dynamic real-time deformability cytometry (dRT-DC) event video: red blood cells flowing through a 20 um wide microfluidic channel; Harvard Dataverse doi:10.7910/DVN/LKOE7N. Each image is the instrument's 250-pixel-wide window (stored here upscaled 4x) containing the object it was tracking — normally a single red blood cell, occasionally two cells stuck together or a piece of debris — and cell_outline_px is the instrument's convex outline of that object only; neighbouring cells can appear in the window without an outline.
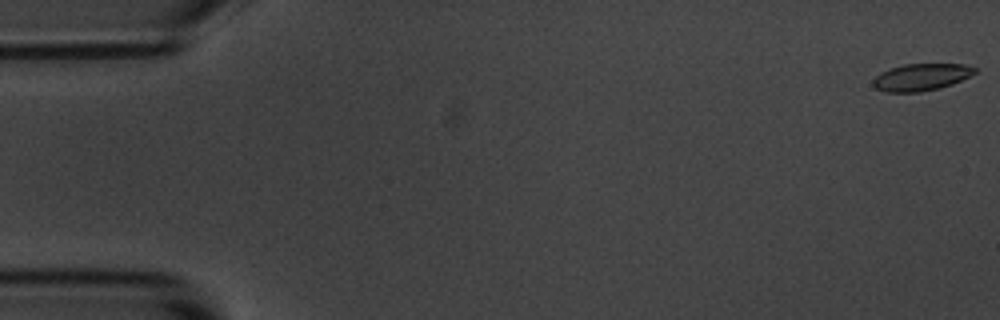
{"species": "common noctule bat (a hibernating species)", "species_latin": "Nyctalus noctula", "temperature_condition": "room temperature", "stored_images_in_passage": 7, "camera_frame_rate_fps": 3000, "um_per_image_px": 0.085, "animal": {"sex": "male", "body_mass_g": 20.1, "forearm_length_mm": 53.5}, "frame": {"image": 1, "passage_image": 1, "time_ms": 0.0, "image_size_px": [1000, 320], "cell_outline_px": [[976, 72], [952, 84], [940, 88], [920, 92], [884, 92], [876, 88], [872, 84], [872, 80], [880, 72], [888, 68], [904, 64], [964, 64], [976, 68]], "centroid_in_image_um": [78.25, 6.55], "position_along_channel_um": 6.8, "area_um2": 16.07}}
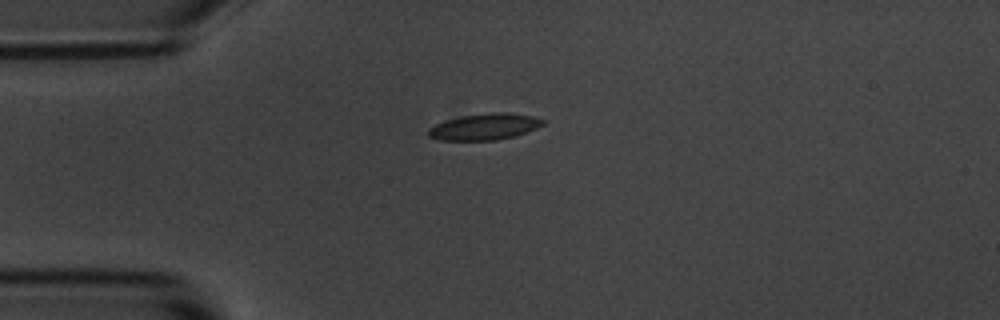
{"frame": {"image": 2, "passage_image": 5, "time_ms": 4.333, "image_size_px": [1000, 320], "cell_outline_px": [[544, 124], [536, 128], [516, 136], [496, 140], [440, 140], [428, 136], [428, 128], [436, 124], [460, 116], [492, 112], [508, 112], [532, 116], [544, 120]], "centroid_in_image_um": [41.2, 10.77], "position_along_channel_um": 43.8, "area_um2": 17.51}}
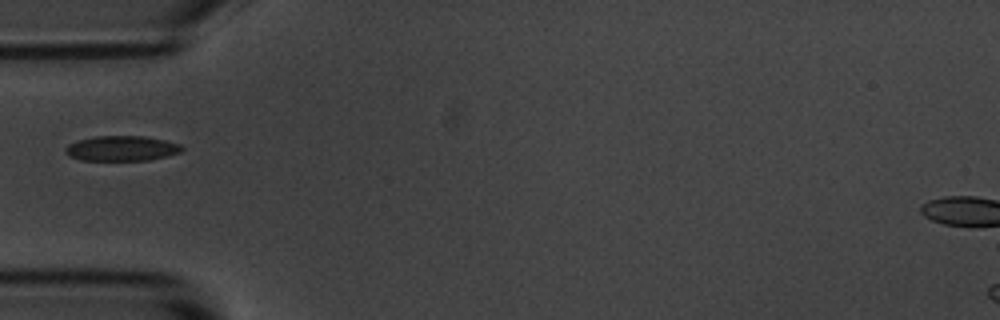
{"frame": {"image": 3, "passage_image": 6, "time_ms": 5.667, "image_size_px": [1000, 320], "cell_outline_px": [[184, 148], [180, 152], [168, 156], [148, 160], [80, 160], [68, 156], [64, 152], [64, 148], [68, 144], [80, 140], [96, 136], [144, 136], [164, 140], [180, 144]], "centroid_in_image_um": [10.33, 12.62], "position_along_channel_um": 74.7, "area_um2": 17.05}}